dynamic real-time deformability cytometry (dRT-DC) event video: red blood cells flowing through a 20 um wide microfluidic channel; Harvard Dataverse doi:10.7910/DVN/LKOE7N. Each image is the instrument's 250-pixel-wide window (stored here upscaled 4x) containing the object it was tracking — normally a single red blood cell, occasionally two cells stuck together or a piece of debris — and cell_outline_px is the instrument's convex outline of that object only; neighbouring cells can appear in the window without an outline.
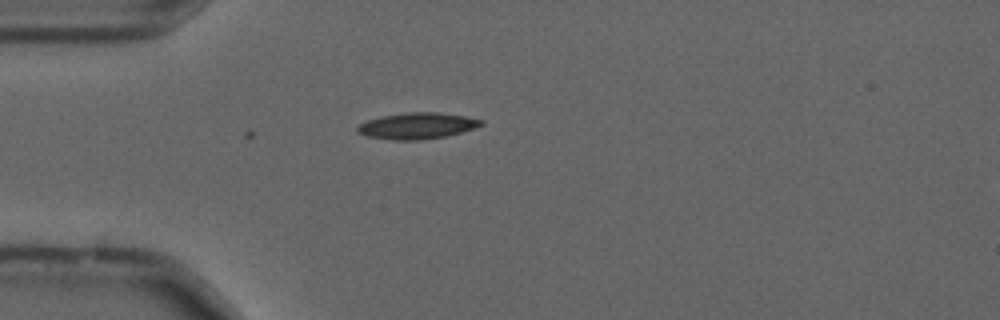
{"species": "common noctule bat (a hibernating species)", "species_latin": "Nyctalus noctula", "temperature_condition": "cold", "stored_images_in_passage": 4, "camera_frame_rate_fps": 3000, "um_per_image_px": 0.085, "animal": {"sex": "male", "forearm_length_mm": 52.5}, "frame": {"image": 1, "passage_image": 1, "time_ms": 0.0, "image_size_px": [1000, 320], "cell_outline_px": [[484, 124], [460, 132], [444, 136], [420, 140], [392, 140], [368, 136], [356, 132], [356, 128], [360, 124], [368, 120], [384, 116], [408, 112], [436, 112], [464, 116], [484, 120]], "centroid_in_image_um": [35.44, 10.69], "position_along_channel_um": 49.6, "area_um2": 18.61}}